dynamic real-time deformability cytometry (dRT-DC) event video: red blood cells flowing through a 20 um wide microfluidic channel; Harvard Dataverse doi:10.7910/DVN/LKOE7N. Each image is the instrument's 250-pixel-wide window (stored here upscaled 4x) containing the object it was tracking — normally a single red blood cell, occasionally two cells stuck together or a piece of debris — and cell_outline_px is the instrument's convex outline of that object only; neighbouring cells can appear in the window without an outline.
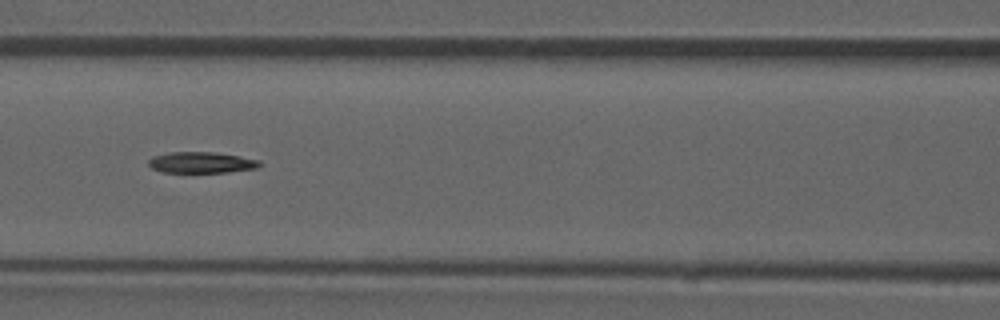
{"species": "common noctule bat (a hibernating species)", "species_latin": "Nyctalus noctula", "temperature_condition": "room temperature", "stored_images_in_passage": 51, "camera_frame_rate_fps": 3000, "um_per_image_px": 0.085, "animal": {"sex": "male", "forearm_length_mm": 52.5}, "frame": {"image": 1, "passage_image": 22, "time_ms": 7.0, "image_size_px": [1000, 320], "cell_outline_px": [[260, 164], [256, 168], [228, 172], [164, 172], [152, 168], [148, 164], [148, 160], [152, 156], [168, 152], [212, 152], [240, 156], [260, 160]], "centroid_in_image_um": [17.09, 13.8], "position_along_channel_um": 149.5, "area_um2": 13.58}}